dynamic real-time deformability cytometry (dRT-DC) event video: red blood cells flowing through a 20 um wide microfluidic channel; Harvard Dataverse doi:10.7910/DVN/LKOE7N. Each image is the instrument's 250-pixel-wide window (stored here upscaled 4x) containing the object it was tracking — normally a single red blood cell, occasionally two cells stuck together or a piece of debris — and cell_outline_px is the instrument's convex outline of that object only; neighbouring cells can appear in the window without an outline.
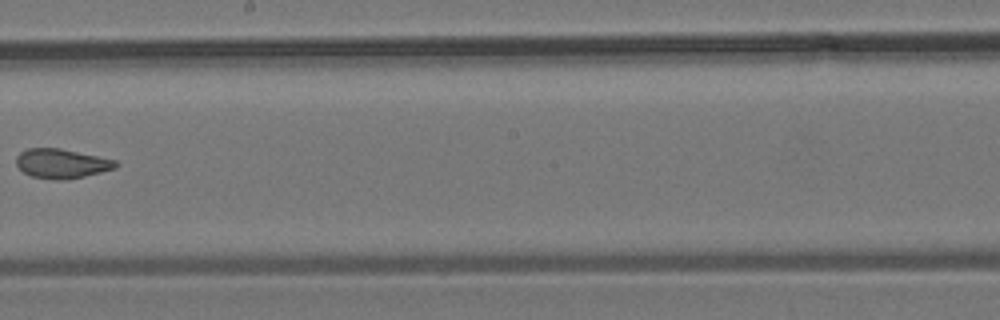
{"species": "common noctule bat (a hibernating species)", "species_latin": "Nyctalus noctula", "temperature_condition": "room temperature", "stored_images_in_passage": 7, "camera_frame_rate_fps": 3000, "um_per_image_px": 0.085, "animal": {"sex": "male", "body_mass_g": 19.2, "forearm_length_mm": 51.8}, "frame": {"image": 1, "passage_image": 7, "time_ms": 7.0, "image_size_px": [1000, 320], "cell_outline_px": [[120, 164], [116, 168], [68, 180], [60, 180], [32, 176], [24, 172], [16, 164], [16, 156], [20, 152], [28, 148], [60, 148], [116, 160]], "centroid_in_image_um": [5.25, 13.89], "position_along_channel_um": 243.0, "area_um2": 16.99}}